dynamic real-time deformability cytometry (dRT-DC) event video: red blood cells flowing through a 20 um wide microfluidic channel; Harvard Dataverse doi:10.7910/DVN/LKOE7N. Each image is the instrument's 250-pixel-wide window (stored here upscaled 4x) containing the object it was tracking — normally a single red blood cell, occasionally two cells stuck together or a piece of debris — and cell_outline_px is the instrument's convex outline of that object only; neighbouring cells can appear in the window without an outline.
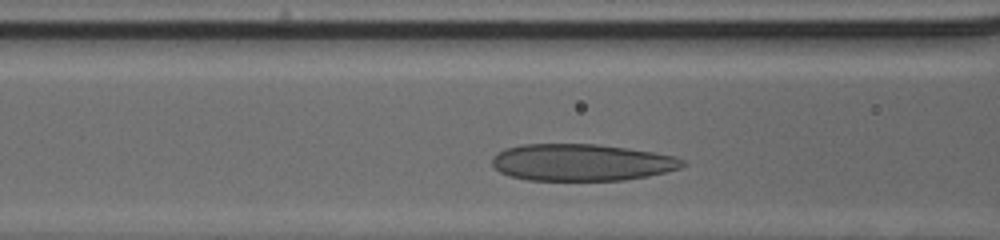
{"species": "human", "species_latin": "Homo sapiens", "temperature_condition": "cold", "stored_images_in_passage": 27, "camera_frame_rate_fps": 3000, "um_per_image_px": 0.085, "donor": {"sex": "male"}, "frame": {"image": 1, "passage_image": 6, "time_ms": 1.667, "image_size_px": [1000, 240], "cell_outline_px": [[688, 164], [680, 168], [648, 176], [624, 180], [528, 180], [508, 176], [500, 172], [492, 164], [492, 156], [496, 152], [504, 148], [520, 144], [596, 144], [652, 152], [676, 156], [684, 160]], "centroid_in_image_um": [49.4, 13.8], "position_along_channel_um": 117.2, "area_um2": 41.1}}
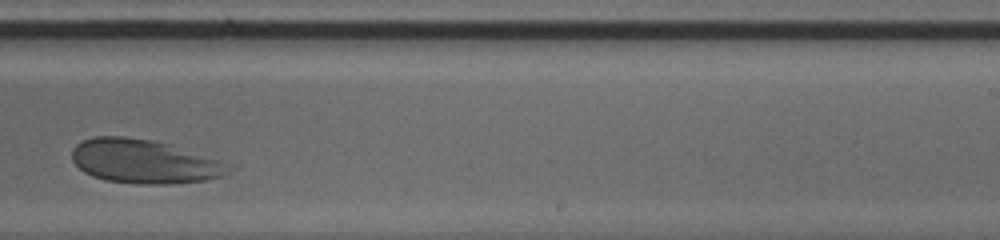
{"frame": {"image": 2, "passage_image": 18, "time_ms": 5.667, "image_size_px": [1000, 240], "cell_outline_px": [[240, 164], [236, 168], [220, 176], [208, 180], [172, 184], [136, 184], [104, 180], [92, 176], [84, 172], [72, 160], [72, 148], [76, 144], [92, 136], [124, 136], [152, 140], [172, 144]], "centroid_in_image_um": [12.39, 13.72], "position_along_channel_um": 276.6, "area_um2": 41.33}}
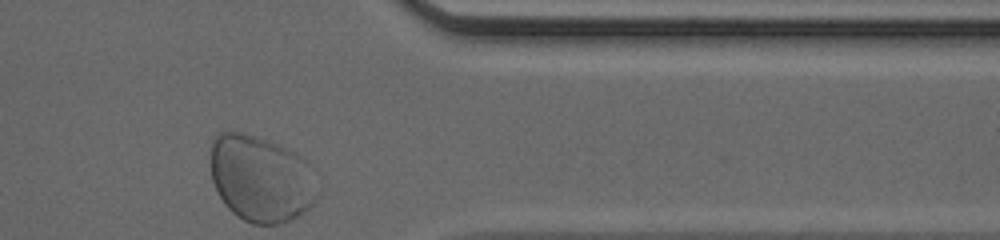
{"frame": {"image": 3, "passage_image": 27, "time_ms": 8.667, "image_size_px": [1000, 240], "cell_outline_px": [[320, 192], [316, 200], [308, 208], [296, 216], [280, 224], [252, 224], [236, 216], [224, 204], [212, 180], [212, 144], [216, 136], [220, 132], [244, 132], [276, 144], [308, 160], [320, 172]], "centroid_in_image_um": [22.28, 15.2], "position_along_channel_um": 389.1, "area_um2": 54.62}, "authors_computed_cell_mechanics": {"area_um2": 42.3096, "velocity_mm_per_s": 4.002, "shape_relaxation_time_tau1_ms": 6.2236, "shape_relaxation_time_tau2_ms": null, "deformation_change_tau1": 0.2053, "deformation_change_tau2": null}}